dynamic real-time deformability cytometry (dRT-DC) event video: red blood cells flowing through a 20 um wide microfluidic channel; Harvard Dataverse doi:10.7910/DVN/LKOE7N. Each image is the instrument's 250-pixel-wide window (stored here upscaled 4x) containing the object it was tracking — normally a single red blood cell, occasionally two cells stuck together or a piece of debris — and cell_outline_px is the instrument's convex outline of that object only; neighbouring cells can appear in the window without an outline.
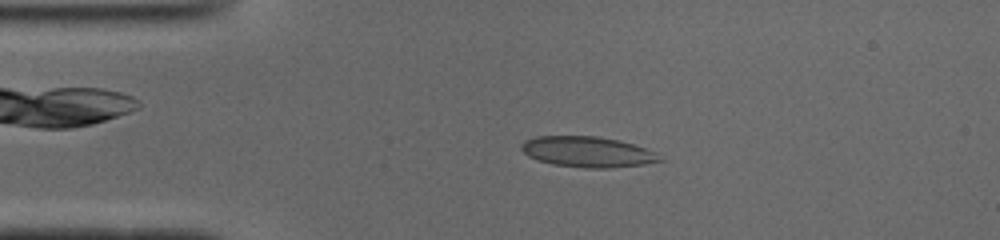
{"species": "common noctule bat (a hibernating species)", "species_latin": "Nyctalus noctula", "temperature_condition": "cold", "stored_images_in_passage": 41, "camera_frame_rate_fps": 3000, "um_per_image_px": 0.085, "animal": {"sex": "male", "body_mass_g": 19.0, "forearm_length_mm": 50.8}, "frame": {"image": 1, "passage_image": 1, "time_ms": 0.0, "image_size_px": [1000, 240], "cell_outline_px": [[664, 160], [644, 164], [608, 168], [584, 168], [552, 164], [536, 160], [528, 156], [520, 148], [520, 144], [524, 140], [536, 136], [596, 136], [620, 140], [644, 148], [652, 152]], "centroid_in_image_um": [49.86, 12.9], "position_along_channel_um": 35.1, "area_um2": 24.62}}
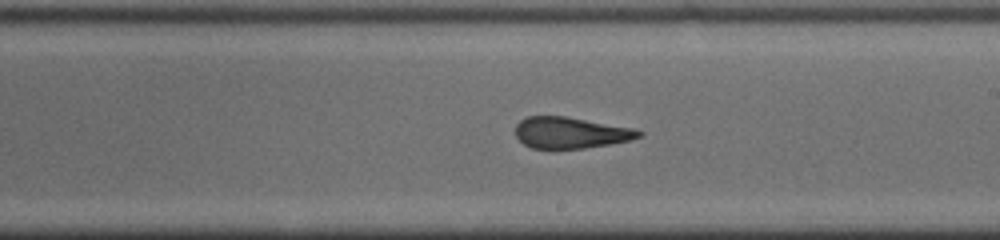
{"frame": {"image": 2, "passage_image": 19, "time_ms": 6.0, "image_size_px": [1000, 240], "cell_outline_px": [[644, 132], [640, 136], [632, 140], [584, 148], [532, 148], [524, 144], [516, 136], [516, 124], [520, 120], [528, 116], [564, 116], [632, 128]], "centroid_in_image_um": [48.48, 11.28], "position_along_channel_um": 240.5, "area_um2": 22.2}}
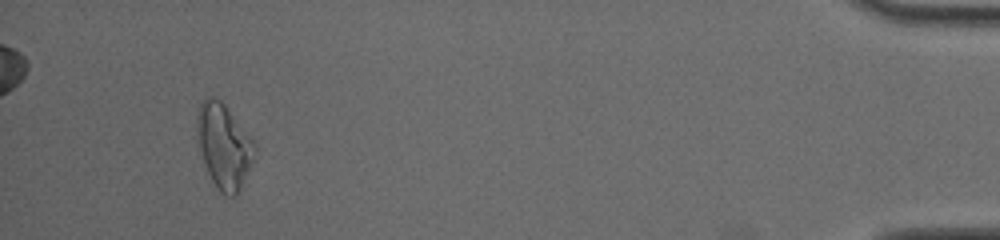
{"frame": {"image": 3, "passage_image": 38, "time_ms": 12.333, "image_size_px": [1000, 240], "cell_outline_px": [[256, 148], [252, 160], [240, 188], [236, 196], [228, 196], [220, 192], [216, 188], [208, 172], [196, 140], [196, 116], [200, 104], [204, 96], [212, 96], [220, 100], [224, 104], [252, 140]], "centroid_in_image_um": [18.97, 12.38], "position_along_channel_um": 416.2, "area_um2": 27.98}, "authors_computed_cell_mechanics": {"area_um2": 24.2182, "velocity_mm_per_s": 3.94, "shape_relaxation_time_tau1_ms": null, "shape_relaxation_time_tau2_ms": 1.2702, "deformation_change_tau1": null, "deformation_change_tau2": 0.0895}}